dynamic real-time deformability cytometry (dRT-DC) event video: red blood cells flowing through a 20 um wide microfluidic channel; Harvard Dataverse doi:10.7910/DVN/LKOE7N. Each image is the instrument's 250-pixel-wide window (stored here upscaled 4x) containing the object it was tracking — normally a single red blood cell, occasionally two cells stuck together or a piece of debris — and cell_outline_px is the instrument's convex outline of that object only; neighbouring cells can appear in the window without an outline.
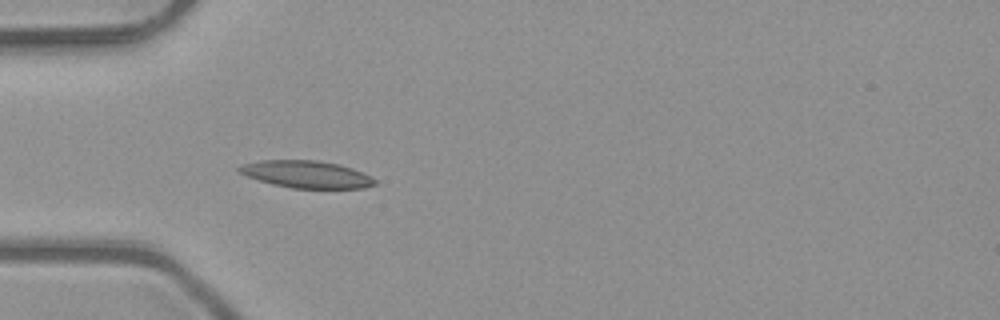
{"species": "common noctule bat (a hibernating species)", "species_latin": "Nyctalus noctula", "temperature_condition": "room temperature", "stored_images_in_passage": 3, "camera_frame_rate_fps": 3000, "um_per_image_px": 0.085, "animal": {"sex": "male", "body_mass_g": 23.1, "forearm_length_mm": 52.7}, "frame": {"image": 1, "passage_image": 3, "time_ms": 0.667, "image_size_px": [1000, 320], "cell_outline_px": [[376, 184], [364, 188], [292, 188], [272, 184], [248, 176], [240, 172], [236, 168], [244, 164], [260, 160], [316, 160], [340, 164], [352, 168], [376, 180]], "centroid_in_image_um": [26.05, 14.81], "position_along_channel_um": 59.0, "area_um2": 21.27}}